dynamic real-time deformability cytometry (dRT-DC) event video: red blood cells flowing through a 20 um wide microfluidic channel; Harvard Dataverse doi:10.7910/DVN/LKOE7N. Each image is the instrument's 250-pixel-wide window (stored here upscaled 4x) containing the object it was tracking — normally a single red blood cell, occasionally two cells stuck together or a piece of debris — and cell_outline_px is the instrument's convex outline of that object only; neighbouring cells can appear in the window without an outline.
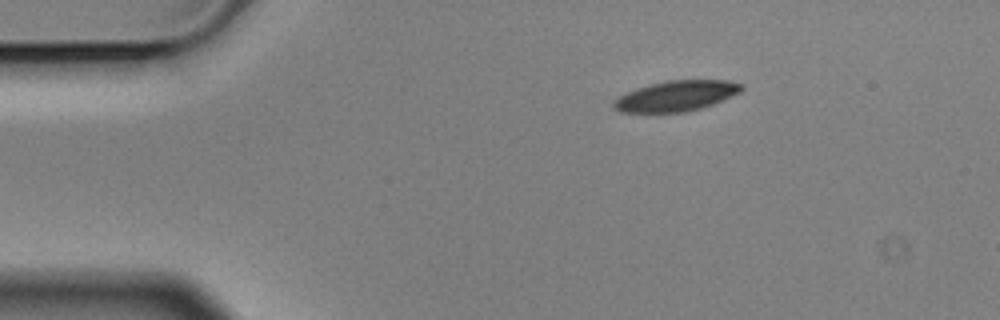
{"species": "Egyptian fruit bat (a non-hibernating species)", "species_latin": "Rousettus aegyptiacus", "temperature_condition": "cold", "stored_images_in_passage": 3, "camera_frame_rate_fps": 3000, "um_per_image_px": 0.085, "animal": {"sex": "male"}, "frame": {"image": 1, "passage_image": 1, "time_ms": 0.0, "image_size_px": [1000, 320], "cell_outline_px": [[744, 88], [740, 92], [712, 104], [688, 112], [620, 112], [612, 104], [620, 96], [636, 88], [664, 80], [728, 80], [744, 84]], "centroid_in_image_um": [57.51, 8.14], "position_along_channel_um": 27.5, "area_um2": 22.54}}